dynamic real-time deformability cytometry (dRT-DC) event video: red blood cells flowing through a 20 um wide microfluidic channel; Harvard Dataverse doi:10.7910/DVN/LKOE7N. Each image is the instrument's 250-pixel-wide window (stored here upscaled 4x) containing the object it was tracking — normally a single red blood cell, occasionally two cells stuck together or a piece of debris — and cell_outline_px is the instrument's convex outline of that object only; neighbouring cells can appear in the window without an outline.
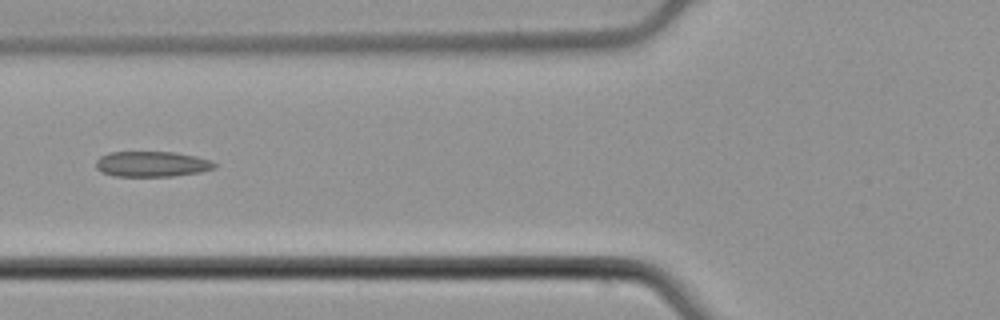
{"species": "common noctule bat (a hibernating species)", "species_latin": "Nyctalus noctula", "temperature_condition": "cold", "stored_images_in_passage": 6, "camera_frame_rate_fps": 3000, "um_per_image_px": 0.085, "animal": {"sex": "male", "body_mass_g": 21.5, "forearm_length_mm": 52.0}, "frame": {"image": 1, "passage_image": 5, "time_ms": 1.333, "image_size_px": [1000, 320], "cell_outline_px": [[216, 168], [200, 172], [172, 176], [112, 176], [100, 172], [96, 168], [96, 160], [100, 156], [108, 152], [172, 152], [196, 156], [208, 160], [216, 164]], "centroid_in_image_um": [12.86, 13.95], "position_along_channel_um": 112.9, "area_um2": 17.63}}
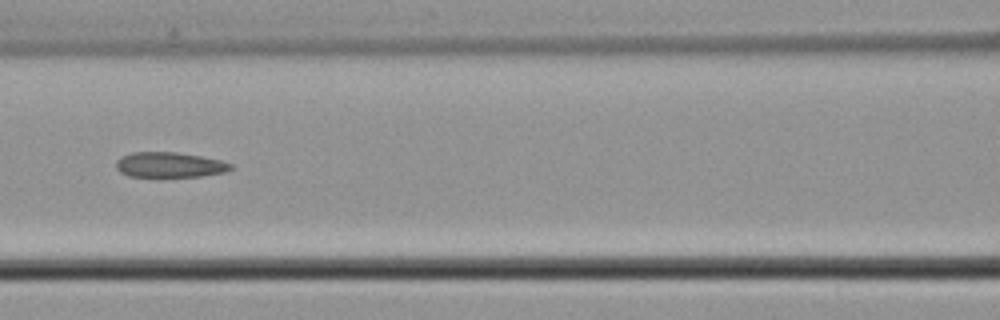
{"frame": {"image": 2, "passage_image": 6, "time_ms": 1.667, "image_size_px": [1000, 320], "cell_outline_px": [[232, 168], [224, 172], [200, 176], [128, 176], [120, 172], [116, 168], [116, 160], [120, 156], [132, 152], [176, 152], [200, 156], [220, 160], [232, 164]], "centroid_in_image_um": [14.37, 14.0], "position_along_channel_um": 152.2, "area_um2": 16.7}}